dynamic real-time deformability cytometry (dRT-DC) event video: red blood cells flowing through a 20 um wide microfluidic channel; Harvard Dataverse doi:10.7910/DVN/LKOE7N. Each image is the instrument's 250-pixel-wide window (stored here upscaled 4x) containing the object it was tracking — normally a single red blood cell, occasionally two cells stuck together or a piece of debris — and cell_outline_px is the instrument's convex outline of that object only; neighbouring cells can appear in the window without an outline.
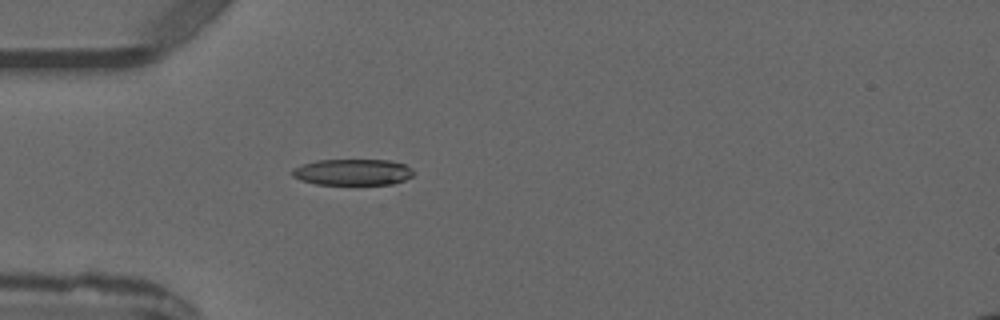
{"species": "common noctule bat (a hibernating species)", "species_latin": "Nyctalus noctula", "temperature_condition": "warm", "stored_images_in_passage": 4, "camera_frame_rate_fps": 3000, "um_per_image_px": 0.085, "animal": {"sex": "male", "forearm_length_mm": 52.5}, "frame": {"image": 1, "passage_image": 4, "time_ms": 4.333, "image_size_px": [1000, 320], "cell_outline_px": [[416, 172], [412, 176], [404, 180], [392, 184], [316, 184], [300, 180], [292, 176], [288, 172], [292, 168], [316, 160], [388, 160], [404, 164], [412, 168]], "centroid_in_image_um": [29.96, 14.63], "position_along_channel_um": 55.0, "area_um2": 18.67}}